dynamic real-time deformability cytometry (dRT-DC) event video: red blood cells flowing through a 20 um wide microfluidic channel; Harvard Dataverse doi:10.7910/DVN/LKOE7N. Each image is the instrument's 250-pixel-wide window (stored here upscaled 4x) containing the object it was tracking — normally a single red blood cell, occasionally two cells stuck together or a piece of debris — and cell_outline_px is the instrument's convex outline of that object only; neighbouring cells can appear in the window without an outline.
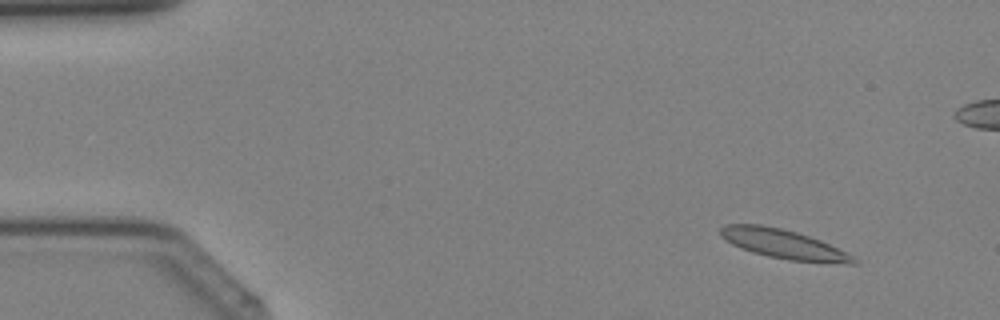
{"species": "Egyptian fruit bat (a non-hibernating species)", "species_latin": "Rousettus aegyptiacus", "temperature_condition": "cold", "stored_images_in_passage": 38, "camera_frame_rate_fps": 3000, "um_per_image_px": 0.085, "animal": {"sex": "female"}, "frame": {"image": 1, "passage_image": 1, "time_ms": 0.0, "image_size_px": [1000, 320], "cell_outline_px": [[844, 260], [796, 260], [776, 256], [744, 248], [728, 240], [724, 236], [740, 224], [748, 224], [772, 228], [792, 232], [816, 240], [840, 252]], "centroid_in_image_um": [66.41, 20.7], "position_along_channel_um": 18.6, "area_um2": 17.86}}
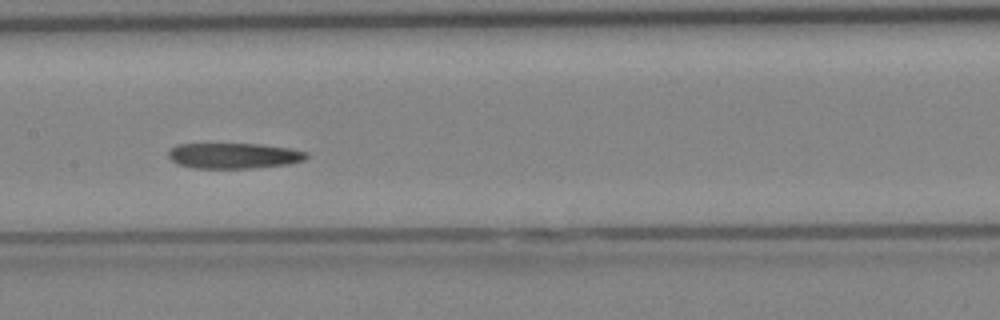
{"frame": {"image": 2, "passage_image": 17, "time_ms": 5.333, "image_size_px": [1000, 320], "cell_outline_px": [[304, 156], [296, 160], [272, 164], [224, 168], [220, 168], [184, 164], [176, 160], [172, 156], [172, 152], [176, 148], [188, 144], [244, 144], [280, 148], [300, 152]], "centroid_in_image_um": [19.76, 13.2], "position_along_channel_um": 187.6, "area_um2": 17.4}}
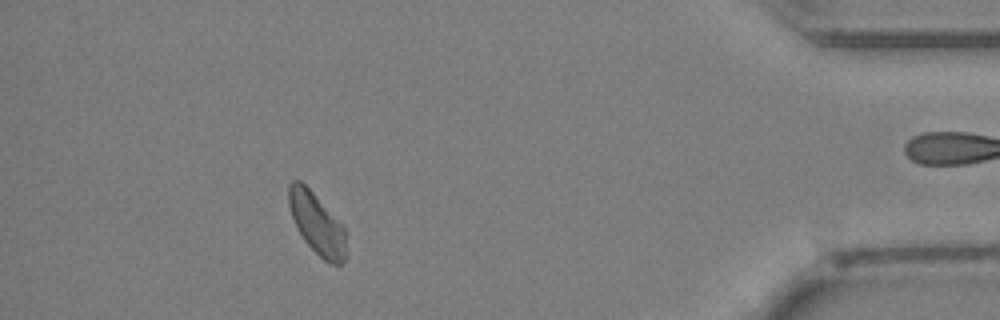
{"frame": {"image": 3, "passage_image": 33, "time_ms": 10.667, "image_size_px": [1000, 320], "cell_outline_px": [[344, 236], [340, 260], [336, 264], [320, 256], [312, 248], [300, 232], [296, 224], [292, 212], [288, 192], [292, 184], [296, 180], [304, 184], [308, 188], [344, 232]], "centroid_in_image_um": [26.85, 18.97], "position_along_channel_um": 408.3, "area_um2": 17.69}}